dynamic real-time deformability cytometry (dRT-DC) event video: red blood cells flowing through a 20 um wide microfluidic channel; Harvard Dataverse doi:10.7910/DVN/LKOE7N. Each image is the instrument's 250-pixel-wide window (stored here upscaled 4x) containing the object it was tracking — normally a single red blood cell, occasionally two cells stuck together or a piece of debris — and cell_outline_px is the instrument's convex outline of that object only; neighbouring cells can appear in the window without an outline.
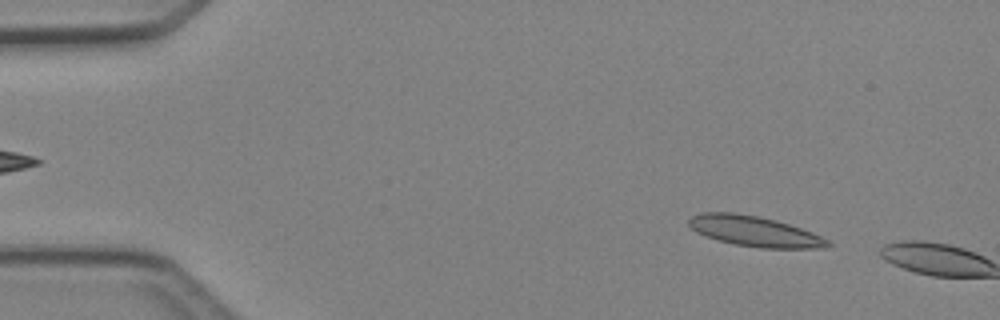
{"species": "Egyptian fruit bat (a non-hibernating species)", "species_latin": "Rousettus aegyptiacus", "temperature_condition": "cold", "stored_images_in_passage": 11, "camera_frame_rate_fps": 3000, "um_per_image_px": 0.085, "animal": {"sex": "female"}, "frame": {"image": 1, "passage_image": 4, "time_ms": 1.0, "image_size_px": [1000, 320], "cell_outline_px": [[832, 244], [820, 248], [760, 248], [736, 244], [704, 236], [696, 232], [688, 224], [688, 220], [692, 216], [700, 212], [732, 212], [756, 216], [776, 220], [812, 232], [828, 240]], "centroid_in_image_um": [64.1, 19.65], "position_along_channel_um": 20.9, "area_um2": 24.33}}